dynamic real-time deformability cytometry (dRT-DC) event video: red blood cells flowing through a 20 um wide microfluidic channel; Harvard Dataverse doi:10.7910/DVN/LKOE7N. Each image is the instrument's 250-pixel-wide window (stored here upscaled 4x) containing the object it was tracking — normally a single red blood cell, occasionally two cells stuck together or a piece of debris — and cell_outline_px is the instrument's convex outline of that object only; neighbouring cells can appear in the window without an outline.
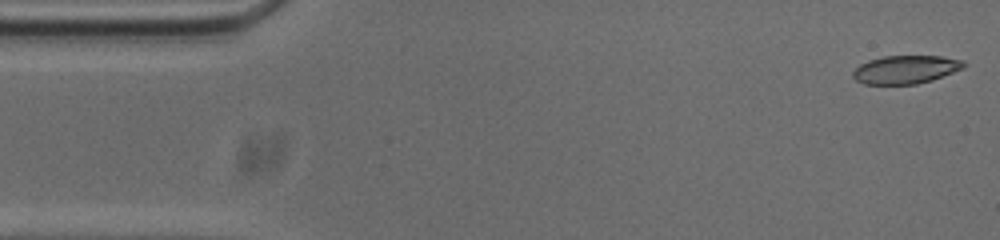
{"species": "common noctule bat (a hibernating species)", "species_latin": "Nyctalus noctula", "temperature_condition": "cold", "stored_images_in_passage": 53, "camera_frame_rate_fps": 3000, "um_per_image_px": 0.085, "animal": {"sex": "male", "body_mass_g": 20.0, "forearm_length_mm": 53.3}, "frame": {"image": 1, "passage_image": 1, "time_ms": 0.0, "image_size_px": [1000, 240], "cell_outline_px": [[964, 68], [932, 80], [916, 84], [864, 84], [856, 80], [852, 76], [852, 72], [860, 64], [868, 60], [884, 56], [940, 56], [964, 60]], "centroid_in_image_um": [76.97, 5.91], "position_along_channel_um": 8.0, "area_um2": 18.21}}
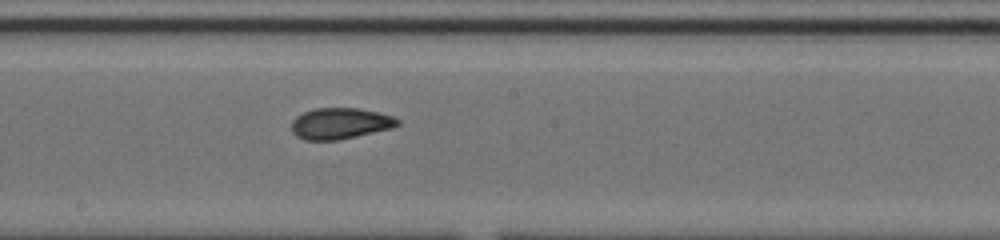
{"frame": {"image": 2, "passage_image": 27, "time_ms": 8.667, "image_size_px": [1000, 240], "cell_outline_px": [[400, 124], [392, 128], [340, 140], [304, 140], [296, 136], [292, 132], [292, 120], [296, 116], [304, 112], [316, 108], [360, 108], [380, 112], [392, 116], [400, 120]], "centroid_in_image_um": [28.92, 10.49], "position_along_channel_um": 219.3, "area_um2": 19.42}}
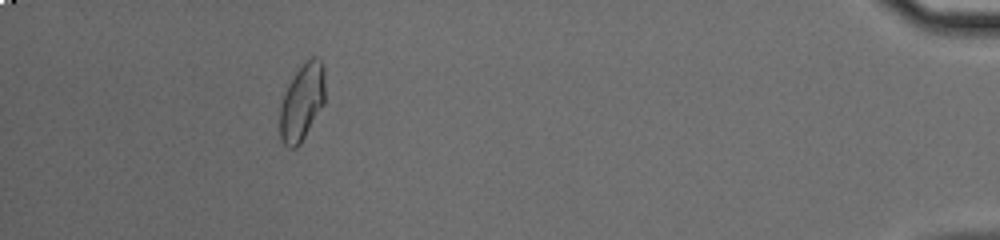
{"frame": {"image": 3, "passage_image": 48, "time_ms": 15.667, "image_size_px": [1000, 240], "cell_outline_px": [[324, 104], [300, 144], [296, 148], [288, 148], [280, 140], [280, 104], [284, 92], [288, 84], [296, 72], [312, 56], [316, 56], [320, 60], [324, 68]], "centroid_in_image_um": [25.66, 8.71], "position_along_channel_um": 409.5, "area_um2": 20.17}, "authors_computed_cell_mechanics": {"area_um2": 19.5942, "velocity_mm_per_s": 3.7269, "shape_relaxation_time_tau1_ms": null, "shape_relaxation_time_tau2_ms": 1.5147, "deformation_change_tau1": null, "deformation_change_tau2": 0.0678}}